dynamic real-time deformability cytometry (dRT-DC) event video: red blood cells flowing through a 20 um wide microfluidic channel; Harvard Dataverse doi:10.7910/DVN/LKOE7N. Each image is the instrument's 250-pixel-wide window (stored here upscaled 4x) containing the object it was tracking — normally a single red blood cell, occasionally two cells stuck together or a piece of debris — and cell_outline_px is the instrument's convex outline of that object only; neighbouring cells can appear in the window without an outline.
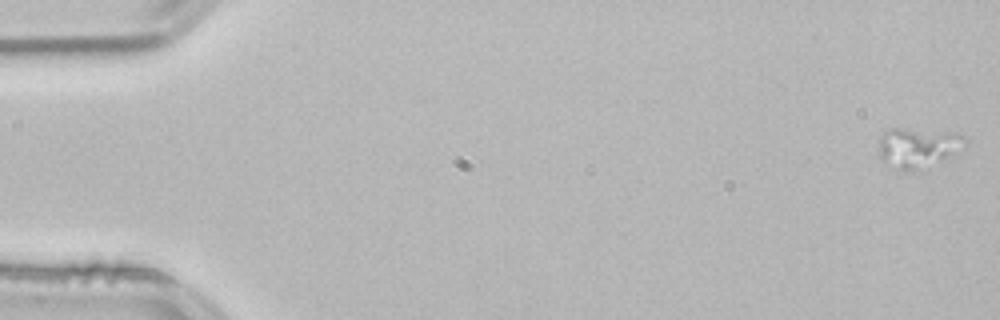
{"species": "common noctule bat (a hibernating species)", "species_latin": "Nyctalus noctula", "temperature_condition": "room temperature", "stored_images_in_passage": 34, "camera_frame_rate_fps": 3000, "um_per_image_px": 0.085, "animal": {"sex": "male", "body_mass_g": 21.5, "forearm_length_mm": 52.0}, "frame": {"image": 1, "passage_image": 1, "time_ms": 0.0, "image_size_px": [1000, 320], "cell_outline_px": [[968, 144], [944, 156], [904, 172], [900, 172], [884, 164], [880, 160], [880, 136], [888, 128], [904, 128], [952, 132], [964, 136], [968, 140]], "centroid_in_image_um": [77.91, 12.49], "position_along_channel_um": 7.1, "area_um2": 19.36}}
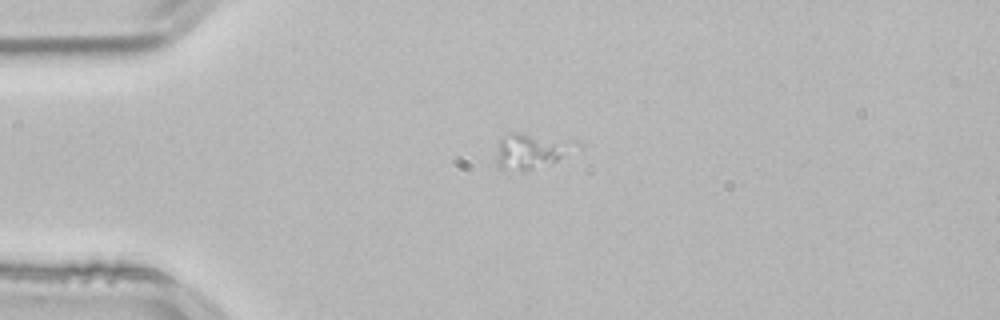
{"frame": {"image": 2, "passage_image": 13, "time_ms": 4.0, "image_size_px": [1000, 320], "cell_outline_px": [[560, 156], [552, 164], [532, 168], [500, 168], [496, 164], [496, 140], [500, 136], [512, 132], [516, 132], [528, 136], [552, 148]], "centroid_in_image_um": [44.44, 12.93], "position_along_channel_um": 40.6, "area_um2": 12.43}}
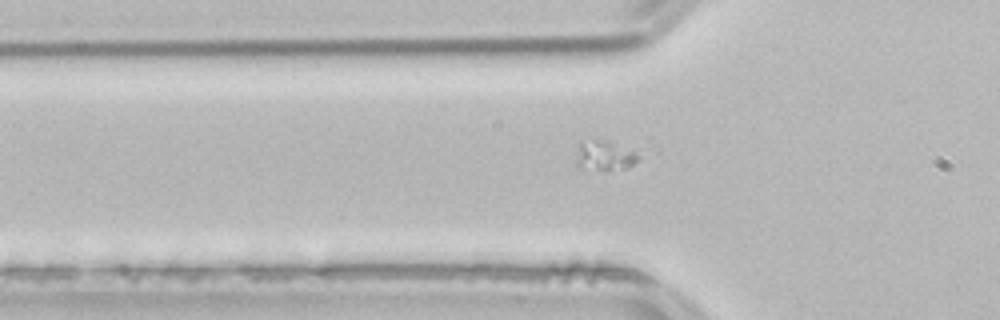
{"frame": {"image": 3, "passage_image": 18, "time_ms": 5.667, "image_size_px": [1000, 320], "cell_outline_px": [[640, 156], [628, 168], [580, 168], [576, 164], [576, 160], [580, 144], [596, 136], [608, 140]], "centroid_in_image_um": [51.34, 13.17], "position_along_channel_um": 74.5, "area_um2": 10.35}}